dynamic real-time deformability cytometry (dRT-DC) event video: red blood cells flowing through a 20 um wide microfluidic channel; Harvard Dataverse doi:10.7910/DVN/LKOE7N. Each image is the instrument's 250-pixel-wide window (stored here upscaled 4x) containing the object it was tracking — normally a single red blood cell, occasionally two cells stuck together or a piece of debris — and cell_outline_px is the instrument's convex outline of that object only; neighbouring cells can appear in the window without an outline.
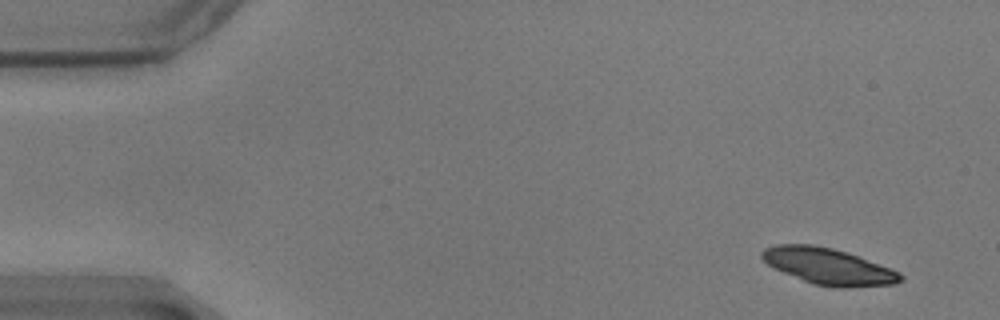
{"species": "common noctule bat (a hibernating species)", "species_latin": "Nyctalus noctula", "temperature_condition": "warm", "stored_images_in_passage": 17, "camera_frame_rate_fps": 3000, "um_per_image_px": 0.085, "animal": {"sex": "male", "body_mass_g": 17.9}, "frame": {"image": 1, "passage_image": 3, "time_ms": 0.667, "image_size_px": [1000, 320], "cell_outline_px": [[904, 280], [896, 284], [848, 288], [836, 288], [812, 284], [784, 272], [768, 264], [760, 256], [760, 252], [764, 248], [776, 244], [812, 244], [832, 248], [848, 252], [860, 256], [900, 272], [904, 276]], "centroid_in_image_um": [70.46, 22.64], "position_along_channel_um": 14.5, "area_um2": 29.59}}